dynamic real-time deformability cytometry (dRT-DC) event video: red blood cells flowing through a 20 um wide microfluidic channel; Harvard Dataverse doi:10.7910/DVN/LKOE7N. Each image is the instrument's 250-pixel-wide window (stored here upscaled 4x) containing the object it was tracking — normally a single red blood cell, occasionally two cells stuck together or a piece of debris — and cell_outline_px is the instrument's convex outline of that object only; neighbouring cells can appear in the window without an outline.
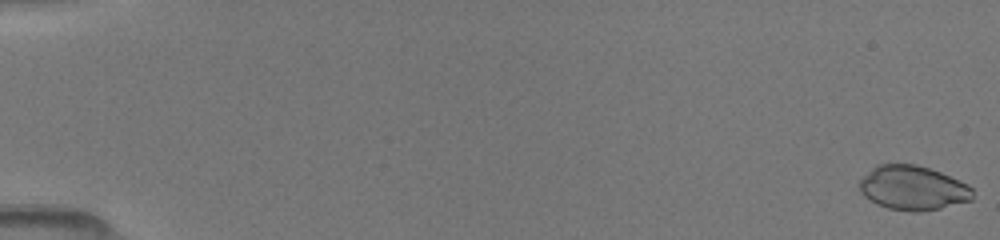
{"species": "common noctule bat (a hibernating species)", "species_latin": "Nyctalus noctula", "temperature_condition": "room temperature", "stored_images_in_passage": 25, "camera_frame_rate_fps": 3000, "um_per_image_px": 0.085, "animal": {"sex": "female", "body_mass_g": 19.5, "forearm_length_mm": 54.1}, "frame": {"image": 1, "passage_image": 1, "time_ms": 0.0, "image_size_px": [1000, 240], "cell_outline_px": [[972, 200], [940, 208], [916, 212], [912, 212], [888, 208], [876, 204], [868, 200], [860, 192], [860, 180], [876, 164], [916, 164], [940, 172], [968, 184], [972, 188]], "centroid_in_image_um": [77.58, 15.98], "position_along_channel_um": 7.4, "area_um2": 29.19}}
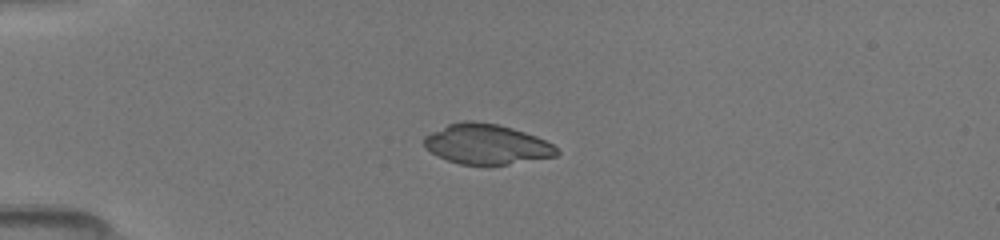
{"frame": {"image": 2, "passage_image": 8, "time_ms": 4.333, "image_size_px": [1000, 240], "cell_outline_px": [[560, 152], [556, 156], [488, 168], [460, 164], [448, 160], [432, 152], [424, 144], [424, 136], [448, 124], [464, 120], [476, 120], [500, 124], [536, 136], [552, 144]], "centroid_in_image_um": [41.38, 12.28], "position_along_channel_um": 43.6, "area_um2": 31.5}}